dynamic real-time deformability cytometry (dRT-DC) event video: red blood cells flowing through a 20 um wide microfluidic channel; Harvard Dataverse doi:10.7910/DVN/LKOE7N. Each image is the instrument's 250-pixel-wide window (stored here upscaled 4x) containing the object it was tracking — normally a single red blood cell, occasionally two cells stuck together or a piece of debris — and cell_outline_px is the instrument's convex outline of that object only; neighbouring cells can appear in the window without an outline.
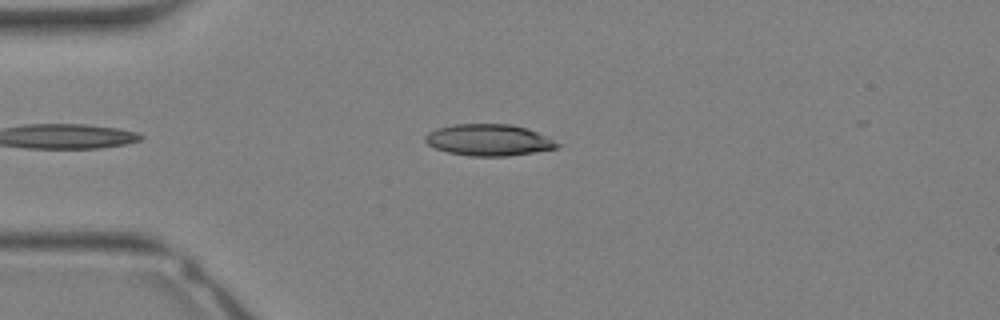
{"species": "Egyptian fruit bat (a non-hibernating species)", "species_latin": "Rousettus aegyptiacus", "temperature_condition": "warm", "stored_images_in_passage": 8, "camera_frame_rate_fps": 3000, "um_per_image_px": 0.085, "animal": {"sex": "female"}, "frame": {"image": 1, "passage_image": 4, "time_ms": 1.0, "image_size_px": [1000, 320], "cell_outline_px": [[564, 144], [556, 148], [508, 156], [468, 156], [448, 152], [436, 148], [428, 144], [424, 140], [424, 136], [428, 132], [436, 128], [452, 124], [508, 124], [528, 128], [548, 136]], "centroid_in_image_um": [41.56, 11.89], "position_along_channel_um": 43.4, "area_um2": 24.45}}
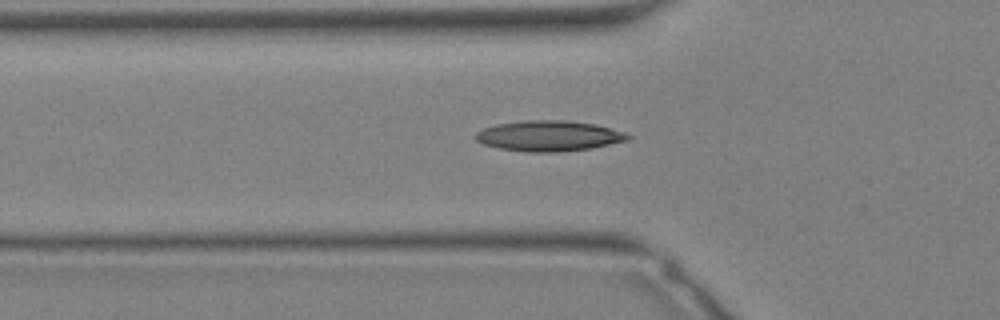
{"frame": {"image": 2, "passage_image": 7, "time_ms": 2.0, "image_size_px": [1000, 320], "cell_outline_px": [[632, 136], [628, 140], [592, 148], [556, 152], [528, 152], [500, 148], [484, 144], [476, 140], [476, 132], [484, 128], [496, 124], [524, 120], [564, 120], [596, 124], [624, 132]], "centroid_in_image_um": [46.66, 11.54], "position_along_channel_um": 79.1, "area_um2": 26.99}}